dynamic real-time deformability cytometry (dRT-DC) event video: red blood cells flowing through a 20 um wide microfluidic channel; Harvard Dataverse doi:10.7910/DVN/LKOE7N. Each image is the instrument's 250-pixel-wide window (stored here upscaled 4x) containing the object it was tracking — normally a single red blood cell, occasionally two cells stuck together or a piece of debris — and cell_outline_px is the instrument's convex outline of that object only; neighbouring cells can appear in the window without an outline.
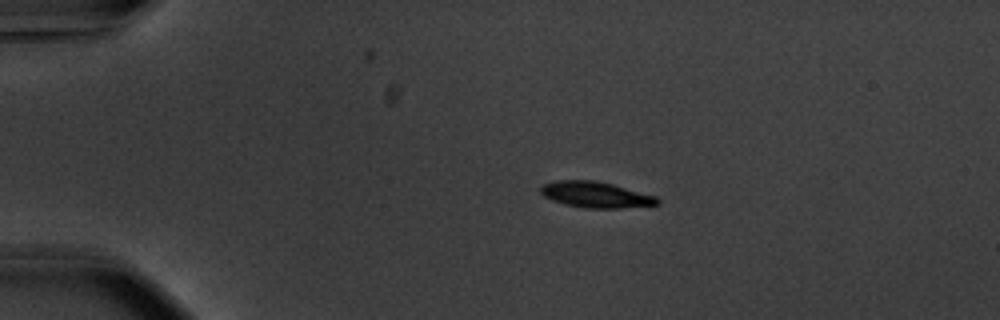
{"species": "common noctule bat (a hibernating species)", "species_latin": "Nyctalus noctula", "temperature_condition": "warm", "stored_images_in_passage": 44, "camera_frame_rate_fps": 3000, "um_per_image_px": 0.085, "animal": {"sex": "male", "body_mass_g": 20.1, "forearm_length_mm": 53.5}, "frame": {"image": 1, "passage_image": 1, "time_ms": 0.0, "image_size_px": [1000, 320], "cell_outline_px": [[660, 204], [620, 208], [584, 208], [564, 204], [552, 200], [544, 196], [540, 192], [540, 188], [544, 184], [556, 180], [596, 180], [612, 184], [656, 196], [660, 200]], "centroid_in_image_um": [50.63, 16.55], "position_along_channel_um": 34.4, "area_um2": 17.63}}
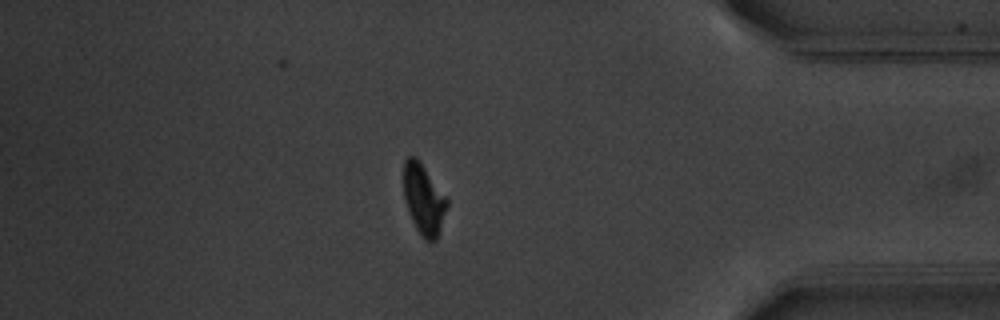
{"frame": {"image": 2, "passage_image": 37, "time_ms": 12.0, "image_size_px": [1000, 320], "cell_outline_px": [[448, 204], [436, 240], [424, 240], [420, 236], [412, 220], [404, 200], [404, 160], [408, 156], [416, 156], [420, 160], [448, 200]], "centroid_in_image_um": [36.0, 16.91], "position_along_channel_um": 399.2, "area_um2": 17.69}}
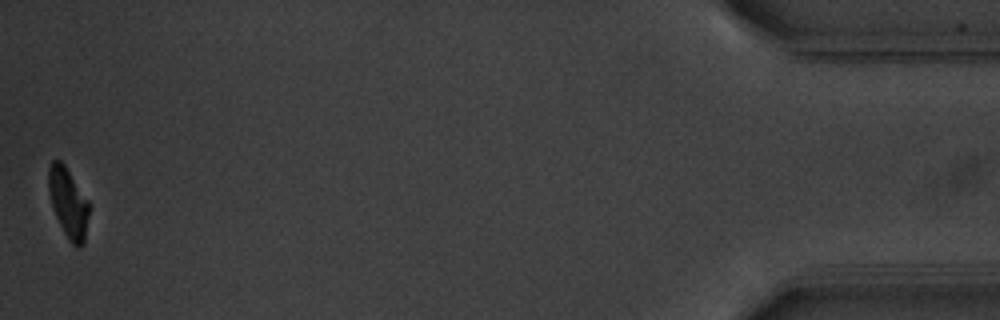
{"frame": {"image": 3, "passage_image": 44, "time_ms": 14.333, "image_size_px": [1000, 320], "cell_outline_px": [[88, 216], [84, 244], [80, 248], [76, 248], [68, 240], [56, 216], [52, 204], [48, 188], [48, 168], [52, 160], [60, 160], [64, 164], [88, 200]], "centroid_in_image_um": [5.8, 17.25], "position_along_channel_um": 429.4, "area_um2": 16.3}, "authors_computed_cell_mechanics": {"area_um2": 18.1781, "velocity_mm_per_s": 3.7184, "shape_relaxation_time_tau1_ms": 2.6419, "shape_relaxation_time_tau2_ms": 4.3579, "deformation_change_tau1": 0.1549, "deformation_change_tau2": 0.0677}}